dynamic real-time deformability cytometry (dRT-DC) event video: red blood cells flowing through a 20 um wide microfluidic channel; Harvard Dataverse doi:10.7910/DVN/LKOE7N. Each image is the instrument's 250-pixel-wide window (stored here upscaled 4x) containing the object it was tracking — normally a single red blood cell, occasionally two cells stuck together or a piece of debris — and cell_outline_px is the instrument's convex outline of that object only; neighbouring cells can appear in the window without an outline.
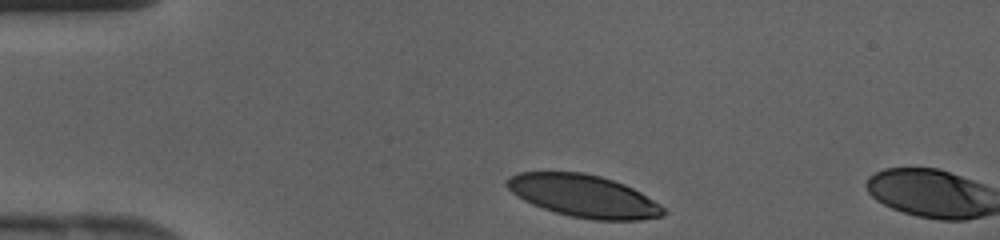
{"species": "human", "species_latin": "Homo sapiens", "temperature_condition": "cold", "stored_images_in_passage": 3, "camera_frame_rate_fps": 3000, "um_per_image_px": 0.085, "donor": {"sex": "female"}, "frame": {"image": 1, "passage_image": 1, "time_ms": 0.0, "image_size_px": [1000, 240], "cell_outline_px": [[668, 212], [664, 216], [640, 220], [592, 220], [572, 216], [556, 212], [532, 204], [516, 196], [504, 184], [512, 176], [520, 172], [584, 172], [600, 176], [624, 184], [640, 192], [660, 204]], "centroid_in_image_um": [49.64, 16.66], "position_along_channel_um": 35.4, "area_um2": 38.49}}